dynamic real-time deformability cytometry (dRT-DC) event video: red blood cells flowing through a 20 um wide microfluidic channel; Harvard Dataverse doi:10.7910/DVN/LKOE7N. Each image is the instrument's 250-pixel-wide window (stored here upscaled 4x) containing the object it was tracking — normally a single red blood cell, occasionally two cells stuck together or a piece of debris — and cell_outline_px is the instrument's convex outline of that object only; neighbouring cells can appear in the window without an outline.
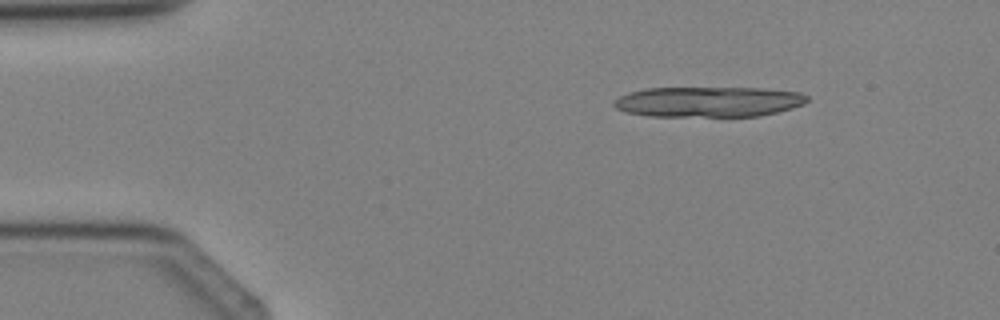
{"species": "Egyptian fruit bat (a non-hibernating species)", "species_latin": "Rousettus aegyptiacus", "temperature_condition": "cold", "stored_images_in_passage": 3, "camera_frame_rate_fps": 3000, "um_per_image_px": 0.085, "animal": {"sex": "female"}, "frame": {"image": 1, "passage_image": 1, "time_ms": 0.0, "image_size_px": [1000, 320], "cell_outline_px": [[808, 100], [804, 104], [792, 108], [760, 116], [648, 116], [624, 112], [616, 108], [612, 104], [620, 96], [628, 92], [648, 88], [764, 88], [800, 92], [808, 96]], "centroid_in_image_um": [60.22, 8.65], "position_along_channel_um": 24.8, "area_um2": 34.28}}